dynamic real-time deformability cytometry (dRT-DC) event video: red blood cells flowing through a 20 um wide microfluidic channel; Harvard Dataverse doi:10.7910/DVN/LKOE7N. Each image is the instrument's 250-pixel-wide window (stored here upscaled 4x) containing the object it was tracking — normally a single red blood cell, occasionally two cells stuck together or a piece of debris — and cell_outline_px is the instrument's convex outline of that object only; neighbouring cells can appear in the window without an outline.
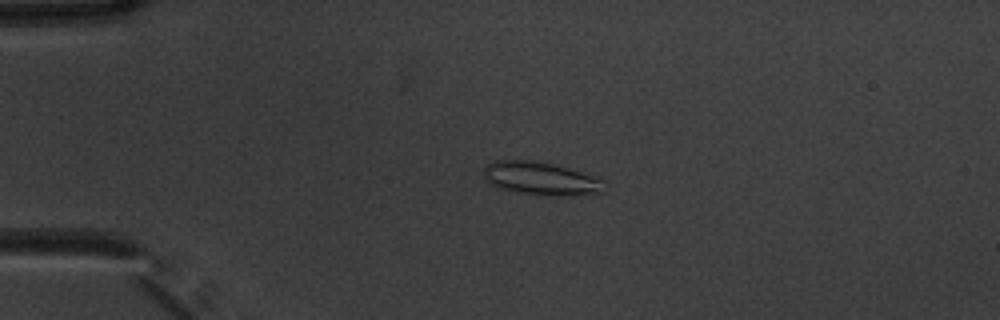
{"species": "common noctule bat (a hibernating species)", "species_latin": "Nyctalus noctula", "temperature_condition": "warm", "stored_images_in_passage": 54, "camera_frame_rate_fps": 3000, "um_per_image_px": 0.085, "animal": {"sex": "male", "body_mass_g": 20.1, "forearm_length_mm": 53.5}, "frame": {"image": 1, "passage_image": 13, "time_ms": 4.0, "image_size_px": [1000, 320], "cell_outline_px": [[604, 192], [580, 196], [552, 196], [516, 192], [496, 188], [488, 184], [484, 180], [484, 168], [492, 160], [532, 160], [552, 164], [600, 176], [604, 180]], "centroid_in_image_um": [46.0, 15.19], "position_along_channel_um": 39.0, "area_um2": 23.99}}
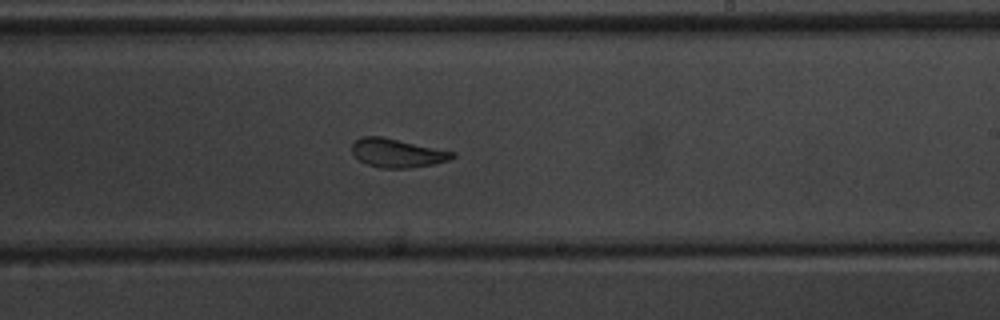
{"frame": {"image": 2, "passage_image": 33, "time_ms": 10.667, "image_size_px": [1000, 320], "cell_outline_px": [[456, 156], [448, 160], [432, 164], [408, 168], [380, 168], [368, 164], [360, 160], [352, 152], [352, 144], [356, 140], [364, 136], [380, 136], [456, 152]], "centroid_in_image_um": [33.77, 13.01], "position_along_channel_um": 255.2, "area_um2": 16.53}}
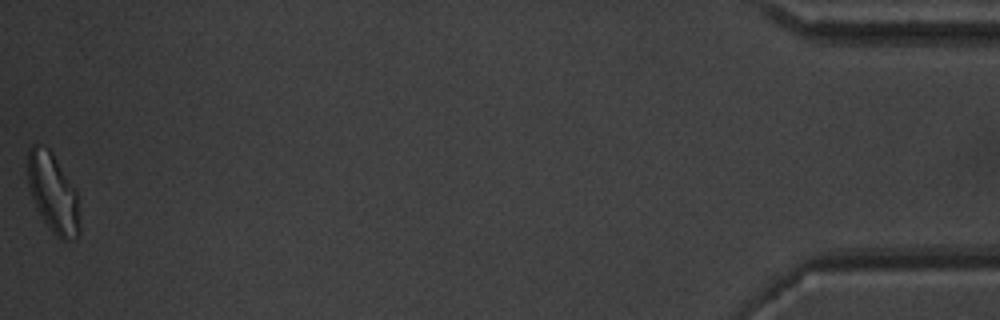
{"frame": {"image": 3, "passage_image": 54, "time_ms": 17.667, "image_size_px": [1000, 320], "cell_outline_px": [[80, 232], [72, 240], [60, 240], [52, 232], [36, 208], [28, 184], [28, 148], [32, 144], [36, 144], [48, 148], [52, 152], [76, 188], [80, 228]], "centroid_in_image_um": [4.52, 16.4], "position_along_channel_um": 430.7, "area_um2": 23.99}, "authors_computed_cell_mechanics": {"area_um2": 19.1318, "velocity_mm_per_s": 3.7915, "shape_relaxation_time_tau1_ms": 6.984, "shape_relaxation_time_tau2_ms": 1.5275, "deformation_change_tau1": 0.1488, "deformation_change_tau2": 0.0915}}